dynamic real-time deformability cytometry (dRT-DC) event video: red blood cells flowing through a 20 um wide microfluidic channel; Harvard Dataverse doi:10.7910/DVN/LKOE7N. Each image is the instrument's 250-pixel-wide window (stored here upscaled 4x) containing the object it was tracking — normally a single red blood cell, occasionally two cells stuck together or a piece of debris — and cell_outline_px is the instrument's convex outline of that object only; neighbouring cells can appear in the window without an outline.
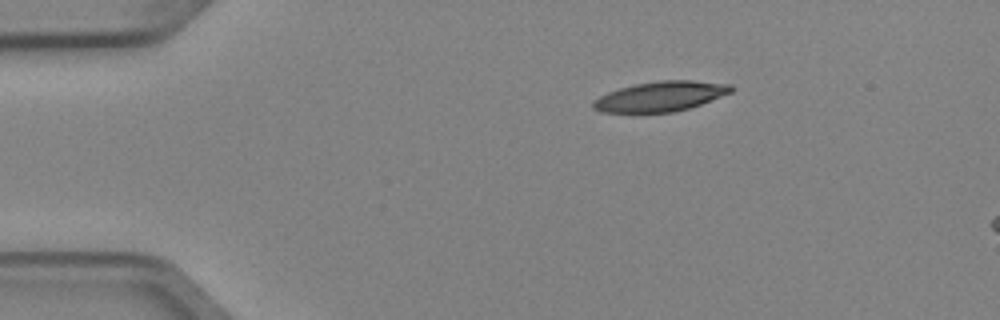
{"species": "Egyptian fruit bat (a non-hibernating species)", "species_latin": "Rousettus aegyptiacus", "temperature_condition": "cold", "stored_images_in_passage": 3, "camera_frame_rate_fps": 3000, "um_per_image_px": 0.085, "animal": {"sex": "female"}, "frame": {"image": 1, "passage_image": 1, "time_ms": 0.0, "image_size_px": [1000, 320], "cell_outline_px": [[732, 92], [700, 104], [688, 108], [672, 112], [600, 112], [592, 108], [592, 100], [608, 92], [620, 88], [636, 84], [660, 80], [692, 80], [732, 84]], "centroid_in_image_um": [56.13, 8.18], "position_along_channel_um": 28.9, "area_um2": 23.93}}